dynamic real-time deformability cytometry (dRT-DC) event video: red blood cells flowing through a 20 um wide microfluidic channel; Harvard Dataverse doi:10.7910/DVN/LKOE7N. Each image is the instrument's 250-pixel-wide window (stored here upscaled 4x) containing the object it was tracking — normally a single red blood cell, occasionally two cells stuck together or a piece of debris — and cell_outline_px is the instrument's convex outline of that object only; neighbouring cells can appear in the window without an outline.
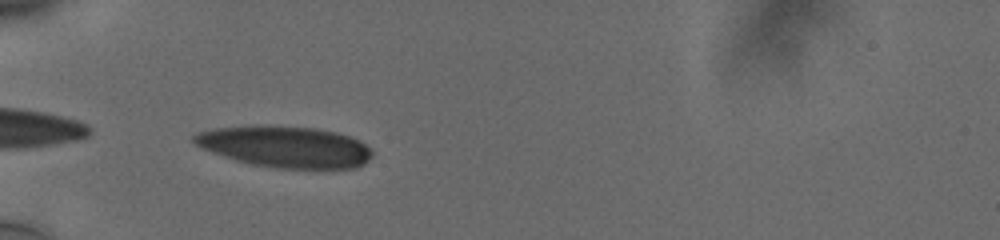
{"species": "human", "species_latin": "Homo sapiens", "temperature_condition": "cold", "stored_images_in_passage": 35, "camera_frame_rate_fps": 3000, "um_per_image_px": 0.085, "donor": {"sex": "male"}, "frame": {"image": 1, "passage_image": 1, "time_ms": 0.0, "image_size_px": [1000, 240], "cell_outline_px": [[372, 156], [364, 164], [356, 168], [276, 168], [252, 164], [236, 160], [212, 152], [196, 144], [192, 140], [192, 136], [196, 132], [216, 128], [260, 124], [268, 124], [316, 128], [336, 132], [360, 140], [372, 152]], "centroid_in_image_um": [24.22, 12.45], "position_along_channel_um": 60.8, "area_um2": 43.12}}
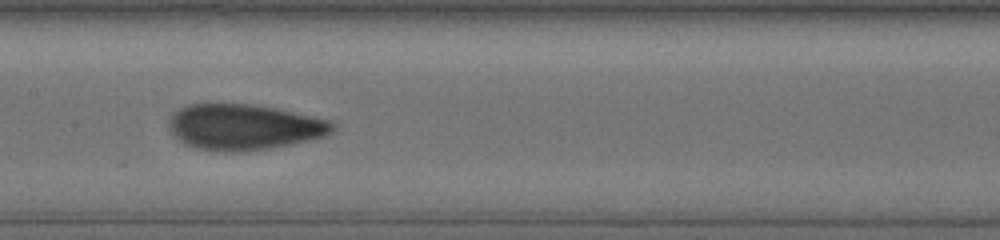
{"frame": {"image": 2, "passage_image": 12, "time_ms": 3.667, "image_size_px": [1000, 240], "cell_outline_px": [[336, 128], [332, 132], [324, 136], [308, 140], [272, 148], [248, 152], [228, 152], [196, 148], [184, 144], [172, 136], [168, 128], [168, 120], [172, 112], [188, 104], [248, 104], [276, 108], [332, 120], [336, 124]], "centroid_in_image_um": [20.72, 10.8], "position_along_channel_um": 186.7, "area_um2": 44.16}}
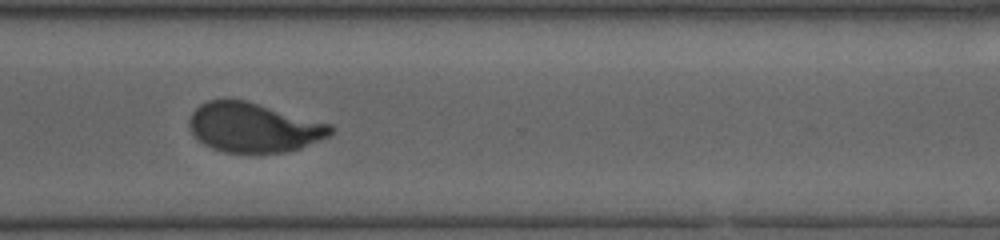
{"frame": {"image": 3, "passage_image": 25, "time_ms": 8.0, "image_size_px": [1000, 240], "cell_outline_px": [[332, 132], [328, 136], [320, 140], [300, 148], [284, 152], [224, 152], [212, 148], [204, 144], [192, 132], [188, 124], [188, 120], [192, 112], [200, 104], [208, 100], [248, 100], [332, 124]], "centroid_in_image_um": [21.56, 10.82], "position_along_channel_um": 349.0, "area_um2": 40.63}, "authors_computed_cell_mechanics": {"area_um2": 42.8876, "velocity_mm_per_s": 3.7606, "shape_relaxation_time_tau1_ms": 6.8593, "shape_relaxation_time_tau2_ms": 1.2199, "deformation_change_tau1": 0.212, "deformation_change_tau2": 0.0669}}